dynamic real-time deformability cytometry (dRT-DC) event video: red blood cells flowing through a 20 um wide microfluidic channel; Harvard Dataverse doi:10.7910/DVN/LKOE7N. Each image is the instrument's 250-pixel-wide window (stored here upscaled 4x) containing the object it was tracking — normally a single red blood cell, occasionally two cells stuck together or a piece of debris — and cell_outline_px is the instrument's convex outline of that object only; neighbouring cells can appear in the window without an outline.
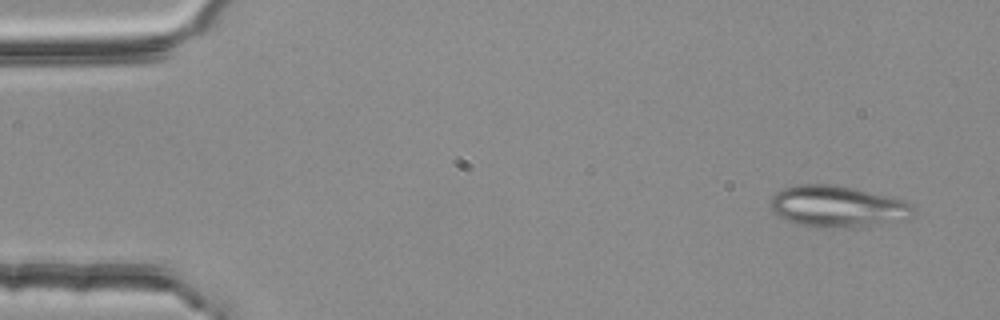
{"species": "common noctule bat (a hibernating species)", "species_latin": "Nyctalus noctula", "temperature_condition": "room temperature", "stored_images_in_passage": 12, "camera_frame_rate_fps": 3000, "um_per_image_px": 0.085, "animal": {"sex": "female", "body_mass_g": 25.1}, "frame": {"image": 1, "passage_image": 1, "time_ms": 0.0, "image_size_px": [1000, 320], "cell_outline_px": [[916, 212], [908, 220], [880, 224], [800, 224], [776, 216], [772, 212], [768, 204], [772, 196], [776, 192], [784, 188], [800, 184], [828, 184], [848, 188], [904, 200], [912, 204]], "centroid_in_image_um": [71.17, 17.5], "position_along_channel_um": 13.8, "area_um2": 33.06}}
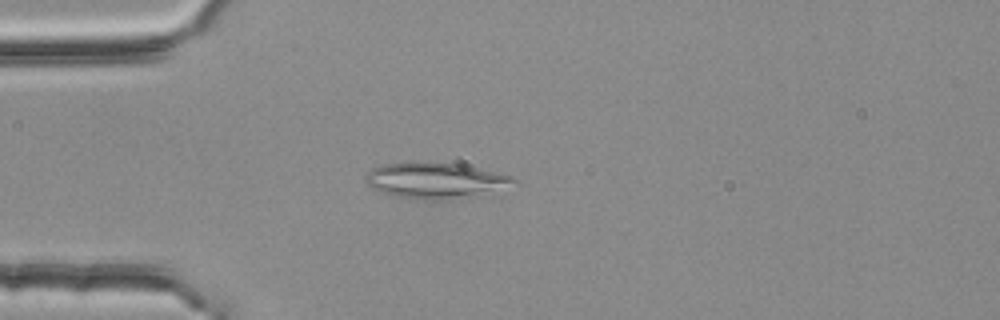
{"frame": {"image": 2, "passage_image": 12, "time_ms": 3.667, "image_size_px": [1000, 320], "cell_outline_px": [[520, 184], [448, 200], [424, 200], [392, 196], [380, 192], [372, 188], [364, 180], [364, 176], [372, 168], [384, 164], [412, 160], [460, 164], [512, 176]], "centroid_in_image_um": [36.92, 15.32], "position_along_channel_um": 48.1, "area_um2": 31.21}}